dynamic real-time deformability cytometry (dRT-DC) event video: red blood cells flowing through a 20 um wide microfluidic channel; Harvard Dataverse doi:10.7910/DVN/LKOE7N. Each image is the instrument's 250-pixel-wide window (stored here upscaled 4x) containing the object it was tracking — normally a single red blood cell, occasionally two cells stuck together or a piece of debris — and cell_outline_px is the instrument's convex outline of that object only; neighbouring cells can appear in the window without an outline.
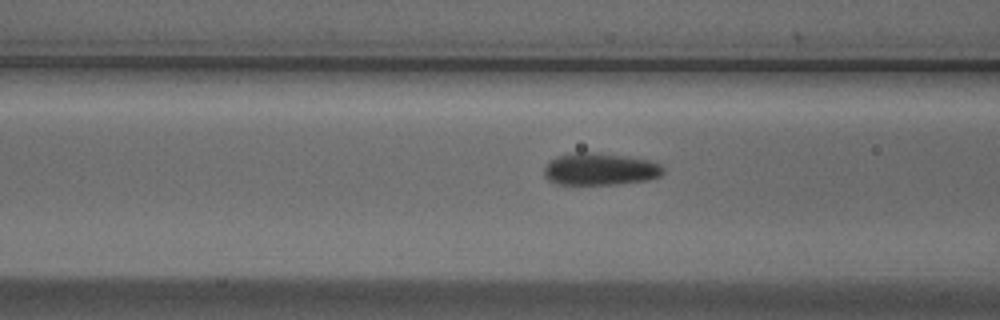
{"species": "Egyptian fruit bat (a non-hibernating species)", "species_latin": "Rousettus aegyptiacus", "temperature_condition": "cold", "stored_images_in_passage": 13, "camera_frame_rate_fps": 3000, "um_per_image_px": 0.085, "animal": {"sex": "male"}, "frame": {"image": 1, "passage_image": 11, "time_ms": 3.333, "image_size_px": [1000, 320], "cell_outline_px": [[664, 172], [660, 176], [648, 180], [616, 184], [556, 184], [548, 180], [544, 176], [544, 168], [556, 156], [572, 152], [592, 152], [624, 156], [648, 160], [660, 164], [664, 168]], "centroid_in_image_um": [50.99, 14.38], "position_along_channel_um": 115.6, "area_um2": 22.31}}